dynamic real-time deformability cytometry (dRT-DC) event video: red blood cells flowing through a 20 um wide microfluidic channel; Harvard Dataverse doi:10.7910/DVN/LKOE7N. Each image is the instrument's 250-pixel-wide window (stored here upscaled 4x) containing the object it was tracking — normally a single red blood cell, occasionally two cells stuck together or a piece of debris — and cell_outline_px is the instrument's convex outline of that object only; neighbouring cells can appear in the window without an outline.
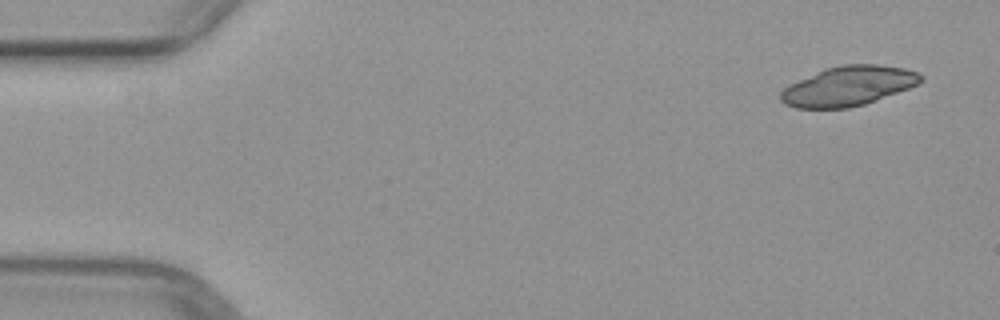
{"species": "common noctule bat (a hibernating species)", "species_latin": "Nyctalus noctula", "temperature_condition": "warm", "stored_images_in_passage": 5, "camera_frame_rate_fps": 3000, "um_per_image_px": 0.085, "animal": {"sex": "female", "body_mass_g": 29.2, "forearm_length_mm": 56.3}, "frame": {"image": 1, "passage_image": 1, "time_ms": 0.0, "image_size_px": [1000, 320], "cell_outline_px": [[924, 80], [908, 88], [876, 100], [864, 104], [848, 108], [796, 108], [784, 104], [780, 100], [780, 92], [788, 84], [824, 68], [840, 64], [876, 64], [904, 68], [916, 72], [924, 76]], "centroid_in_image_um": [72.07, 7.3], "position_along_channel_um": 12.9, "area_um2": 32.43}}